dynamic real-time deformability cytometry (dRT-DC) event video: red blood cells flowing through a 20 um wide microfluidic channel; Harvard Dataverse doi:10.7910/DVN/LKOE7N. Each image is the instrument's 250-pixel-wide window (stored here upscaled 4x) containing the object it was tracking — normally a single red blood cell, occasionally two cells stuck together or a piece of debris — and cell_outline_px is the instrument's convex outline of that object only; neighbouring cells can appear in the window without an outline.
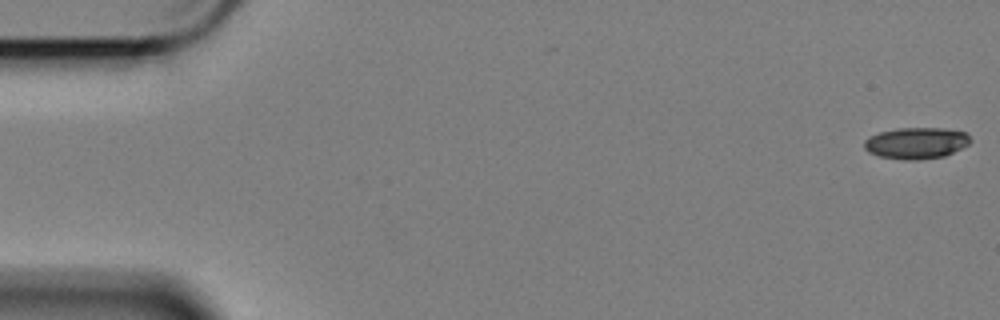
{"species": "Egyptian fruit bat (a non-hibernating species)", "species_latin": "Rousettus aegyptiacus", "temperature_condition": "cold", "stored_images_in_passage": 59, "camera_frame_rate_fps": 3000, "um_per_image_px": 0.085, "animal": {"sex": "female"}, "frame": {"image": 1, "passage_image": 1, "time_ms": 0.0, "image_size_px": [1000, 320], "cell_outline_px": [[972, 140], [968, 144], [944, 156], [916, 160], [904, 160], [880, 156], [868, 152], [864, 148], [864, 140], [868, 136], [880, 132], [896, 128], [940, 128], [964, 132]], "centroid_in_image_um": [77.83, 12.16], "position_along_channel_um": 7.2, "area_um2": 19.31}}
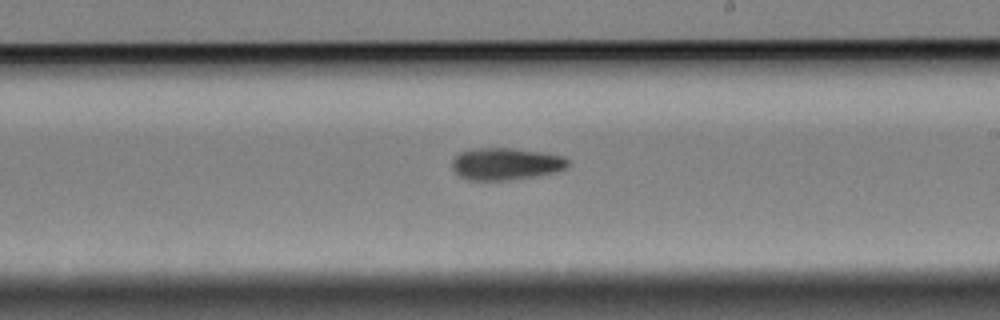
{"frame": {"image": 2, "passage_image": 34, "time_ms": 11.0, "image_size_px": [1000, 320], "cell_outline_px": [[568, 164], [564, 168], [552, 172], [532, 176], [508, 180], [468, 180], [460, 176], [452, 168], [452, 160], [460, 152], [476, 148], [512, 148], [540, 152], [564, 156], [568, 160]], "centroid_in_image_um": [42.95, 13.92], "position_along_channel_um": 246.1, "area_um2": 21.33}}
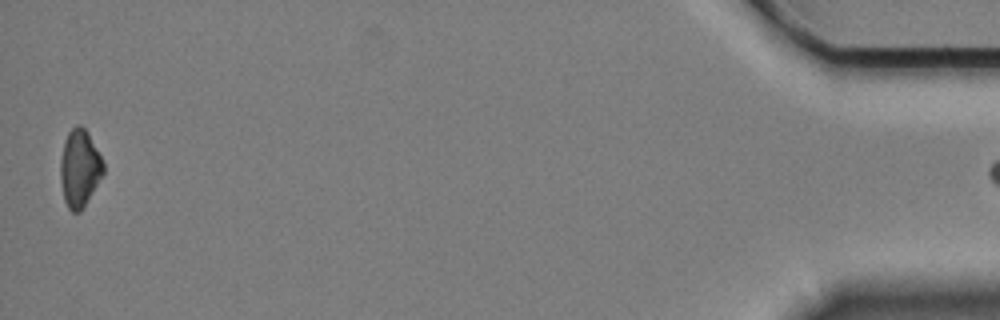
{"frame": {"image": 3, "passage_image": 58, "time_ms": 19.0, "image_size_px": [1000, 320], "cell_outline_px": [[104, 172], [80, 212], [72, 212], [68, 208], [64, 200], [60, 180], [60, 160], [64, 140], [68, 132], [76, 124], [80, 124], [88, 132], [104, 164]], "centroid_in_image_um": [6.74, 14.28], "position_along_channel_um": 428.5, "area_um2": 19.25}}